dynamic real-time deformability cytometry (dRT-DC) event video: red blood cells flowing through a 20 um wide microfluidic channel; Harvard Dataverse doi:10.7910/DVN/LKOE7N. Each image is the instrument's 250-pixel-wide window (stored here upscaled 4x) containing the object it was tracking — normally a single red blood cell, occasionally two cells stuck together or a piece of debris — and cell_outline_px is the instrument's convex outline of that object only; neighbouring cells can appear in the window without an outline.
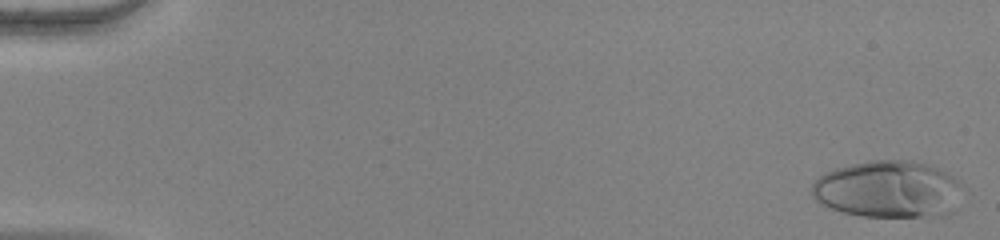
{"species": "human", "species_latin": "Homo sapiens", "temperature_condition": "warm", "stored_images_in_passage": 54, "camera_frame_rate_fps": 3000, "um_per_image_px": 0.085, "donor": {"sex": "female"}, "frame": {"image": 1, "passage_image": 2, "time_ms": 0.333, "image_size_px": [1000, 240], "cell_outline_px": [[960, 184], [952, 212], [948, 216], [864, 216], [844, 212], [820, 204], [812, 196], [812, 184], [824, 172], [836, 168], [868, 160], [912, 160], [928, 164], [940, 168], [956, 176], [960, 180]], "centroid_in_image_um": [75.5, 16.07], "position_along_channel_um": 9.5, "area_um2": 50.17}}
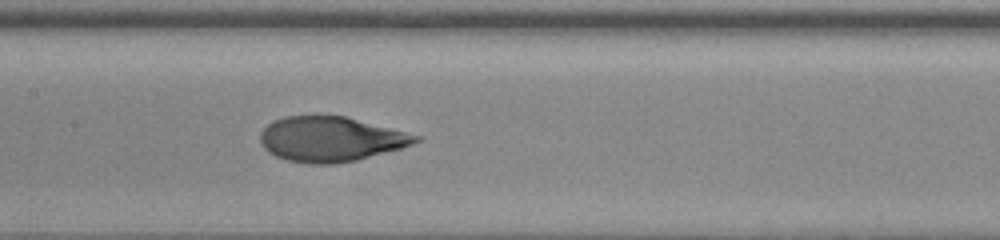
{"frame": {"image": 2, "passage_image": 28, "time_ms": 9.0, "image_size_px": [1000, 240], "cell_outline_px": [[424, 140], [400, 148], [356, 160], [336, 164], [312, 164], [288, 160], [276, 156], [268, 152], [264, 148], [260, 140], [260, 132], [268, 124], [284, 116], [344, 116], [424, 136]], "centroid_in_image_um": [28.14, 11.83], "position_along_channel_um": 179.3, "area_um2": 40.58}}
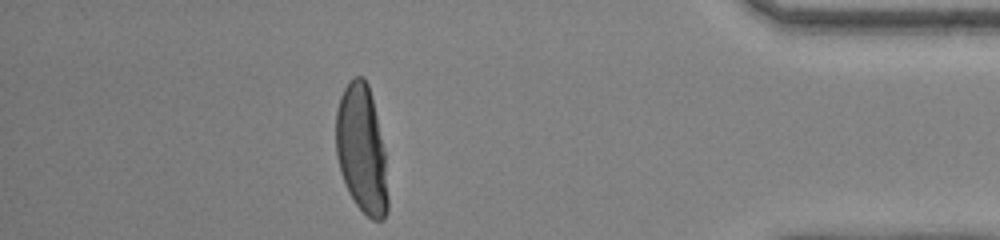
{"frame": {"image": 3, "passage_image": 48, "time_ms": 15.667, "image_size_px": [1000, 240], "cell_outline_px": [[388, 212], [384, 220], [372, 220], [356, 204], [348, 192], [340, 172], [336, 156], [336, 112], [340, 96], [348, 80], [352, 76], [364, 76], [368, 84], [376, 116], [384, 152], [388, 196]], "centroid_in_image_um": [30.72, 12.7], "position_along_channel_um": 404.5, "area_um2": 38.73}, "authors_computed_cell_mechanics": {"area_um2": 41.327, "velocity_mm_per_s": 3.9221, "shape_relaxation_time_tau1_ms": 5.574, "shape_relaxation_time_tau2_ms": null, "deformation_change_tau1": 0.2819, "deformation_change_tau2": null}}